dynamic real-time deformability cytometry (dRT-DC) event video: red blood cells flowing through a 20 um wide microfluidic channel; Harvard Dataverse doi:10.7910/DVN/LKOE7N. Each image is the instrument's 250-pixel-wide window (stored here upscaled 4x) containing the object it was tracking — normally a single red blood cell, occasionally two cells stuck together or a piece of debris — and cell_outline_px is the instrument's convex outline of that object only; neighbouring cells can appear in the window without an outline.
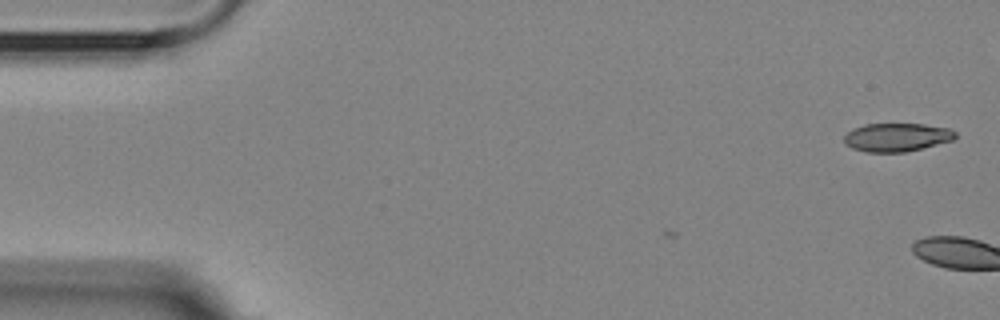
{"species": "Egyptian fruit bat (a non-hibernating species)", "species_latin": "Rousettus aegyptiacus", "temperature_condition": "room temperature", "stored_images_in_passage": 5, "camera_frame_rate_fps": 3000, "um_per_image_px": 0.085, "animal": {"sex": "female"}, "frame": {"image": 1, "passage_image": 1, "time_ms": 0.0, "image_size_px": [1000, 320], "cell_outline_px": [[956, 136], [952, 140], [904, 152], [864, 152], [852, 148], [844, 144], [844, 136], [852, 128], [864, 124], [924, 124], [948, 128], [956, 132]], "centroid_in_image_um": [76.17, 11.66], "position_along_channel_um": 8.8, "area_um2": 18.32}}
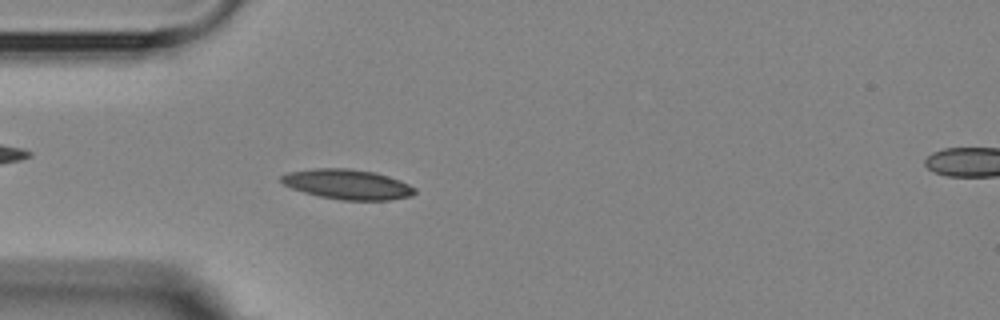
{"frame": {"image": 2, "passage_image": 5, "time_ms": 5.667, "image_size_px": [1000, 320], "cell_outline_px": [[416, 192], [412, 196], [388, 200], [340, 200], [320, 196], [304, 192], [292, 188], [284, 184], [280, 180], [280, 176], [288, 172], [316, 168], [348, 168], [376, 172], [400, 180], [416, 188]], "centroid_in_image_um": [29.55, 15.66], "position_along_channel_um": 55.4, "area_um2": 23.35}}